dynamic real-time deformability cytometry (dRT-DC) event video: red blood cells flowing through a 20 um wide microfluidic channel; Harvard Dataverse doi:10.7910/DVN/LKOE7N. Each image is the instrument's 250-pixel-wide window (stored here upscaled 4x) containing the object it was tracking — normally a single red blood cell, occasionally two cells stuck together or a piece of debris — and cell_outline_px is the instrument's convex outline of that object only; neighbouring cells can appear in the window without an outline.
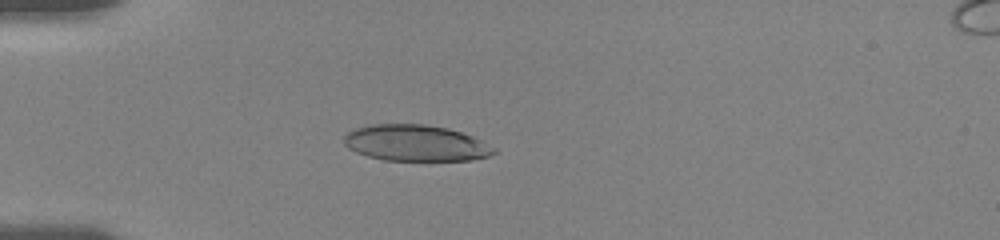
{"species": "human", "species_latin": "Homo sapiens", "temperature_condition": "room temperature", "stored_images_in_passage": 24, "camera_frame_rate_fps": 3000, "um_per_image_px": 0.085, "donor": {"sex": "female"}, "frame": {"image": 1, "passage_image": 20, "time_ms": 4.667, "image_size_px": [1000, 240], "cell_outline_px": [[496, 152], [488, 156], [472, 160], [384, 160], [368, 156], [356, 152], [348, 148], [344, 144], [344, 136], [348, 132], [356, 128], [372, 124], [424, 124], [448, 128], [472, 136], [496, 148]], "centroid_in_image_um": [35.32, 12.16], "position_along_channel_um": 49.7, "area_um2": 31.5}}